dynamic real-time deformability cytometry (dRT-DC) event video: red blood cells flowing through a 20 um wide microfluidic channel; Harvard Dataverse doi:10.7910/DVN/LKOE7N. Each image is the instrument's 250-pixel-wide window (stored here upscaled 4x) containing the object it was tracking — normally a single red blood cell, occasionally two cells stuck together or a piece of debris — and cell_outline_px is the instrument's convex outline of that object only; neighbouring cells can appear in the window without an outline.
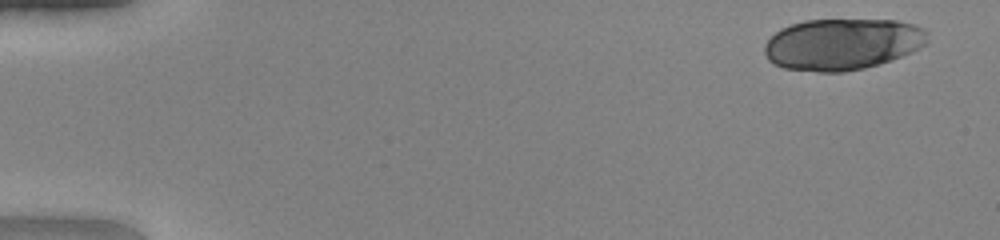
{"species": "human", "species_latin": "Homo sapiens", "temperature_condition": "warm", "stored_images_in_passage": 49, "camera_frame_rate_fps": 3000, "um_per_image_px": 0.085, "donor": {"sex": "female"}, "frame": {"image": 1, "passage_image": 3, "time_ms": 0.667, "image_size_px": [1000, 240], "cell_outline_px": [[928, 40], [920, 48], [912, 52], [864, 68], [844, 72], [816, 72], [784, 68], [768, 60], [764, 52], [764, 44], [780, 28], [804, 20], [896, 20], [916, 24], [924, 28], [928, 32]], "centroid_in_image_um": [71.6, 3.74], "position_along_channel_um": 13.4, "area_um2": 48.96}}
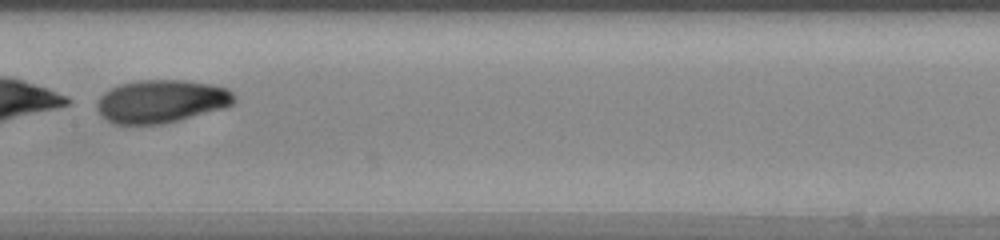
{"frame": {"image": 2, "passage_image": 27, "time_ms": 8.667, "image_size_px": [1000, 240], "cell_outline_px": [[236, 100], [232, 104], [224, 108], [160, 124], [116, 124], [108, 120], [96, 108], [96, 104], [100, 96], [104, 92], [120, 84], [140, 80], [184, 80], [208, 84], [228, 88], [236, 96]], "centroid_in_image_um": [13.72, 8.6], "position_along_channel_um": 193.7, "area_um2": 34.04}}
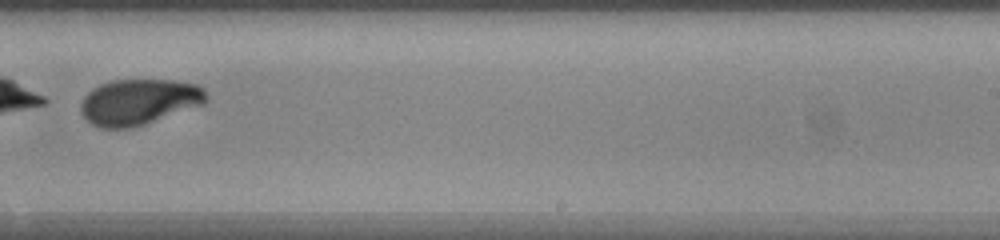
{"frame": {"image": 3, "passage_image": 33, "time_ms": 10.667, "image_size_px": [1000, 240], "cell_outline_px": [[208, 96], [204, 104], [132, 128], [100, 128], [92, 124], [80, 112], [80, 104], [84, 96], [92, 88], [100, 84], [112, 80], [176, 80], [196, 84], [204, 88]], "centroid_in_image_um": [11.8, 8.65], "position_along_channel_um": 277.2, "area_um2": 33.58}, "authors_computed_cell_mechanics": {"area_um2": 49.13, "velocity_mm_per_s": 4.1853, "shape_relaxation_time_tau1_ms": 1.2896, "shape_relaxation_time_tau2_ms": 1.4812, "deformation_change_tau1": 0.3296, "deformation_change_tau2": 0.0496}}